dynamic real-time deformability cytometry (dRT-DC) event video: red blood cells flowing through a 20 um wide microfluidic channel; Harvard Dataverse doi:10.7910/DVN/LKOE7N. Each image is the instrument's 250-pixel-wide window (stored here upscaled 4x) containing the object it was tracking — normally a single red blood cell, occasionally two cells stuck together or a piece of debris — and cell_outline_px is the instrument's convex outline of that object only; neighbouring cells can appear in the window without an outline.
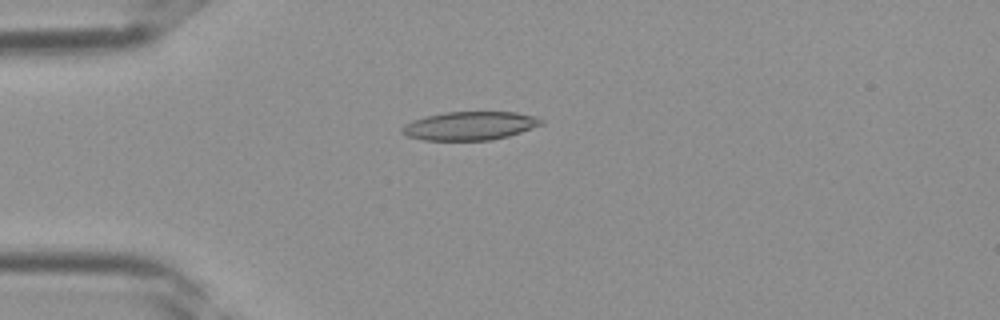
{"species": "Egyptian fruit bat (a non-hibernating species)", "species_latin": "Rousettus aegyptiacus", "temperature_condition": "room temperature", "stored_images_in_passage": 29, "camera_frame_rate_fps": 3000, "um_per_image_px": 0.085, "frame": {"image": 1, "passage_image": 1, "time_ms": 0.0, "image_size_px": [1000, 320], "cell_outline_px": [[544, 124], [508, 136], [492, 140], [424, 140], [408, 136], [400, 132], [400, 128], [404, 124], [412, 120], [424, 116], [444, 112], [516, 112], [536, 116], [544, 120]], "centroid_in_image_um": [39.92, 10.69], "position_along_channel_um": 45.1, "area_um2": 23.29}}
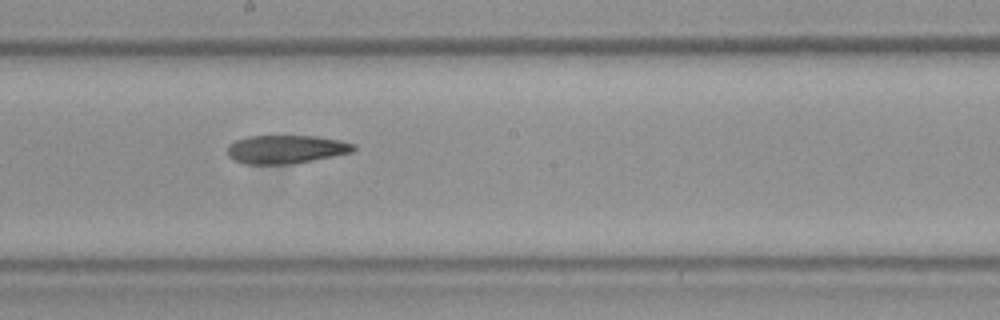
{"frame": {"image": 2, "passage_image": 12, "time_ms": 3.667, "image_size_px": [1000, 320], "cell_outline_px": [[356, 148], [352, 152], [296, 164], [244, 164], [232, 160], [228, 156], [228, 144], [236, 140], [248, 136], [316, 136], [340, 140], [356, 144]], "centroid_in_image_um": [24.3, 12.7], "position_along_channel_um": 223.9, "area_um2": 21.15}}
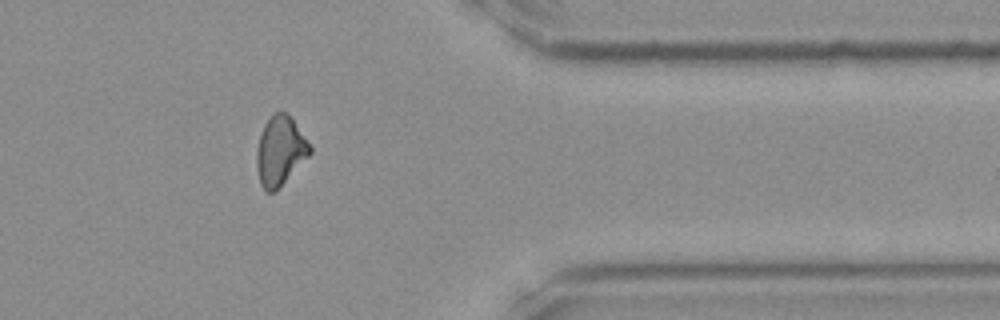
{"frame": {"image": 3, "passage_image": 22, "time_ms": 7.0, "image_size_px": [1000, 320], "cell_outline_px": [[312, 152], [276, 192], [264, 192], [260, 184], [256, 168], [256, 152], [260, 132], [264, 124], [276, 112], [284, 112], [292, 120], [312, 148]], "centroid_in_image_um": [23.77, 12.89], "position_along_channel_um": 387.6, "area_um2": 21.33}}